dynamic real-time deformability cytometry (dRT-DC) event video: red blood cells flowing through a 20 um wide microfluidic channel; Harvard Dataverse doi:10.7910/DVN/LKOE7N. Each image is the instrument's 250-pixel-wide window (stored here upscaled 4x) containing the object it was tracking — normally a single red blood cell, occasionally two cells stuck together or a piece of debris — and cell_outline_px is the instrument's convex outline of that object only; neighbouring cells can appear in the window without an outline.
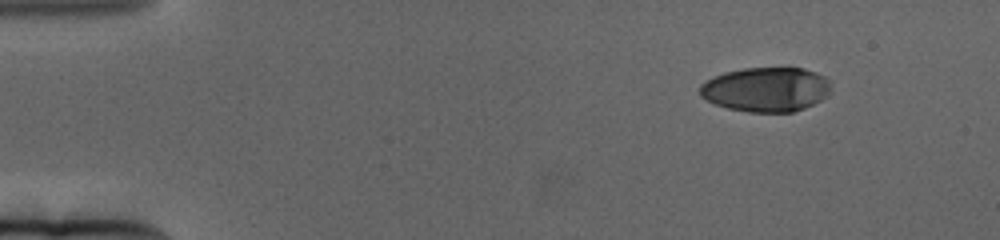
{"species": "human", "species_latin": "Homo sapiens", "temperature_condition": "cold", "stored_images_in_passage": 59, "camera_frame_rate_fps": 3000, "um_per_image_px": 0.085, "donor": {"sex": "female"}, "frame": {"image": 1, "passage_image": 1, "time_ms": 0.0, "image_size_px": [1000, 240], "cell_outline_px": [[828, 96], [804, 108], [792, 112], [748, 112], [728, 108], [716, 104], [700, 96], [700, 84], [712, 76], [724, 72], [744, 68], [804, 68], [816, 72], [824, 76], [828, 80]], "centroid_in_image_um": [65.09, 7.59], "position_along_channel_um": 19.9, "area_um2": 33.93}}
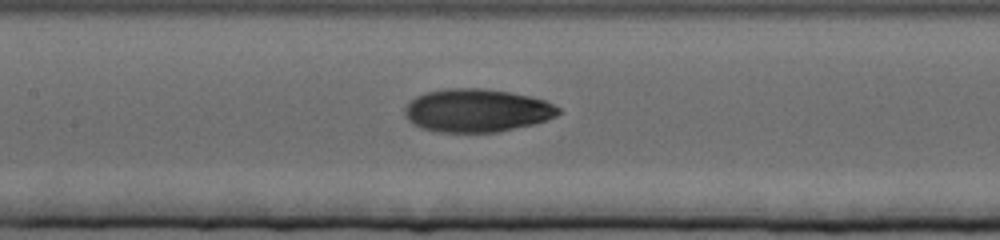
{"frame": {"image": 2, "passage_image": 25, "time_ms": 8.0, "image_size_px": [1000, 240], "cell_outline_px": [[560, 112], [556, 116], [548, 120], [532, 124], [496, 132], [436, 132], [412, 124], [408, 120], [404, 112], [404, 108], [416, 96], [428, 92], [444, 88], [484, 88], [508, 92], [528, 96], [544, 100], [560, 108]], "centroid_in_image_um": [40.52, 9.39], "position_along_channel_um": 166.9, "area_um2": 38.44}}
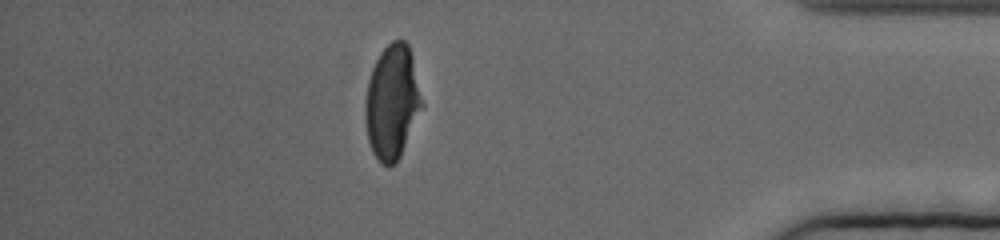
{"frame": {"image": 3, "passage_image": 51, "time_ms": 16.667, "image_size_px": [1000, 240], "cell_outline_px": [[424, 104], [400, 156], [388, 168], [380, 164], [372, 152], [368, 140], [364, 120], [364, 100], [368, 80], [372, 68], [380, 52], [392, 40], [404, 40], [408, 44], [412, 56]], "centroid_in_image_um": [33.31, 8.68], "position_along_channel_um": 401.9, "area_um2": 38.03}, "authors_computed_cell_mechanics": {"area_um2": 37.3388, "velocity_mm_per_s": 3.1244, "shape_relaxation_time_tau1_ms": 5.8002, "shape_relaxation_time_tau2_ms": 1.4651, "deformation_change_tau1": 0.2247, "deformation_change_tau2": 0.0574}}